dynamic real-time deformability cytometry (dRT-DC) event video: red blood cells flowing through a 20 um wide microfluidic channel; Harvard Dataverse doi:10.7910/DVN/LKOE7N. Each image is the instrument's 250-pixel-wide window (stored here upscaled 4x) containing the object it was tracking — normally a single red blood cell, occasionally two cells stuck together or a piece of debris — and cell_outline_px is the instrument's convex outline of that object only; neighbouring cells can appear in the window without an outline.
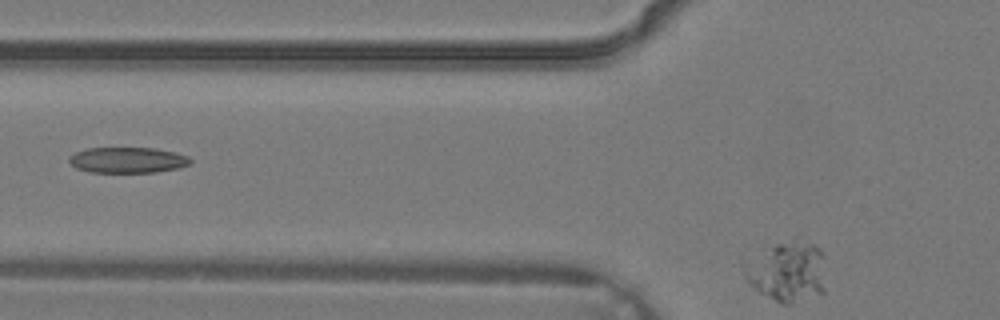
{"species": "common noctule bat (a hibernating species)", "species_latin": "Nyctalus noctula", "temperature_condition": "warm", "stored_images_in_passage": 4, "camera_frame_rate_fps": 3000, "um_per_image_px": 0.085, "animal": {"sex": "male", "body_mass_g": 19.2, "forearm_length_mm": 51.8}, "frame": {"image": 1, "passage_image": 4, "time_ms": 1.0, "image_size_px": [1000, 320], "cell_outline_px": [[824, 292], [788, 304], [780, 304], [760, 292], [744, 276], [740, 264], [776, 244], [796, 236], [820, 248], [824, 252]], "centroid_in_image_um": [66.94, 23.04], "position_along_channel_um": 58.9, "area_um2": 28.84}}